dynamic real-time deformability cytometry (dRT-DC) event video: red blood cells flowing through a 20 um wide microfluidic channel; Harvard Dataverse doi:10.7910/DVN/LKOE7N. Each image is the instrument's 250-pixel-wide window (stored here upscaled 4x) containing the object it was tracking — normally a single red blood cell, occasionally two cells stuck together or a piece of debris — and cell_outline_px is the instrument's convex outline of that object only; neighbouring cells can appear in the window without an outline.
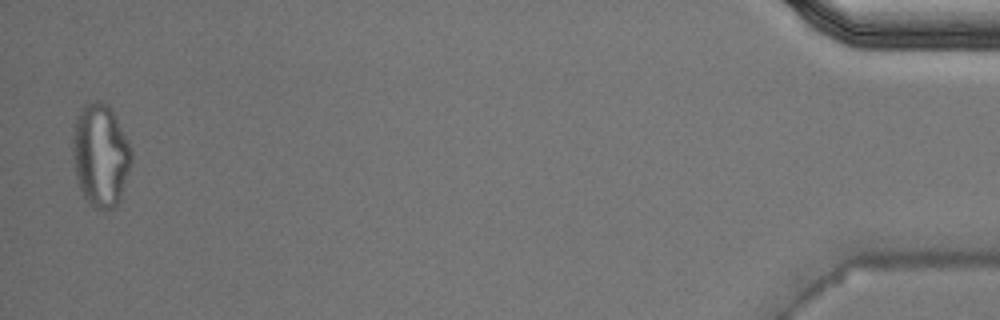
{"species": "Egyptian fruit bat (a non-hibernating species)", "species_latin": "Rousettus aegyptiacus", "temperature_condition": "warm", "stored_images_in_passage": 31, "camera_frame_rate_fps": 3000, "um_per_image_px": 0.085, "animal": {"sex": "male"}, "frame": {"image": 1, "passage_image": 31, "time_ms": 10.0, "image_size_px": [1000, 320], "cell_outline_px": [[132, 160], [120, 196], [116, 204], [112, 208], [92, 208], [88, 204], [80, 188], [76, 176], [72, 152], [72, 140], [76, 116], [80, 108], [84, 104], [108, 104], [128, 140], [132, 152]], "centroid_in_image_um": [8.52, 13.2], "position_along_channel_um": 426.7, "area_um2": 34.62}}